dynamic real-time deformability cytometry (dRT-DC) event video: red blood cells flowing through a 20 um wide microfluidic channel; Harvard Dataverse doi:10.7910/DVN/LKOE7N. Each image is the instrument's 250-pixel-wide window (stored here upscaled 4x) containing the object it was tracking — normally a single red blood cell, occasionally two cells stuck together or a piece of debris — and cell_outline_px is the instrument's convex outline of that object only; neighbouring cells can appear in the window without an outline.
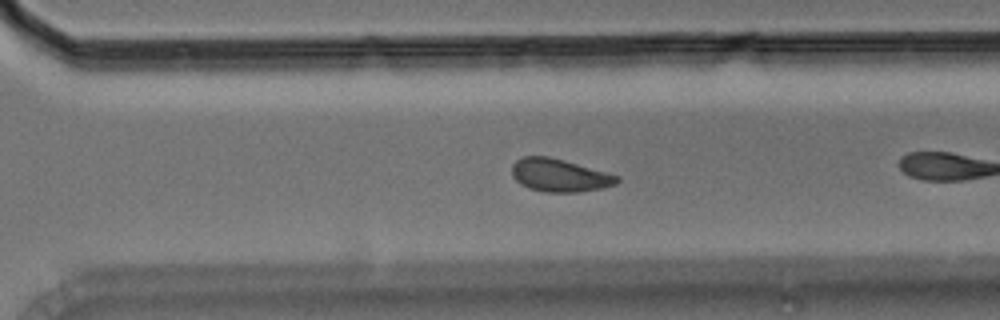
{"species": "Egyptian fruit bat (a non-hibernating species)", "species_latin": "Rousettus aegyptiacus", "temperature_condition": "room temperature", "stored_images_in_passage": 43, "camera_frame_rate_fps": 3000, "um_per_image_px": 0.085, "animal": {"sex": "male"}, "frame": {"image": 1, "passage_image": 25, "time_ms": 8.0, "image_size_px": [1000, 320], "cell_outline_px": [[620, 180], [616, 184], [604, 188], [580, 192], [544, 192], [528, 188], [520, 184], [512, 176], [512, 164], [516, 160], [524, 156], [548, 156], [564, 160], [620, 176]], "centroid_in_image_um": [47.56, 14.91], "position_along_channel_um": 323.0, "area_um2": 20.29}, "authors_computed_cell_mechanics": {"area_um2": 20.4034, "velocity_mm_per_s": 3.5098, "shape_relaxation_time_tau1_ms": 4.1432, "shape_relaxation_time_tau2_ms": 5.0893, "deformation_change_tau1": 0.0792, "deformation_change_tau2": 0.06}}